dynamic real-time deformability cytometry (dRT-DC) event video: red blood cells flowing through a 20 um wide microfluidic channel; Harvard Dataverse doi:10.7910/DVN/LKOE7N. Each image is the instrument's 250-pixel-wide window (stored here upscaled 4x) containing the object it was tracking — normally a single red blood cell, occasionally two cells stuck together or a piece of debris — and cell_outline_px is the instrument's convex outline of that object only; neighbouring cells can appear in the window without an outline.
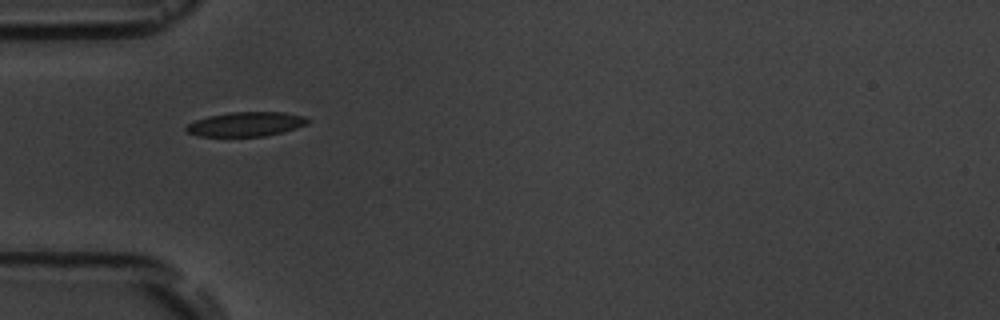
{"species": "common noctule bat (a hibernating species)", "species_latin": "Nyctalus noctula", "temperature_condition": "room temperature", "stored_images_in_passage": 2, "camera_frame_rate_fps": 3000, "um_per_image_px": 0.085, "animal": {"sex": "male", "body_mass_g": 19.5, "forearm_length_mm": 54.6}, "frame": {"image": 1, "passage_image": 1, "time_ms": 0.0, "image_size_px": [1000, 320], "cell_outline_px": [[312, 120], [308, 124], [296, 128], [264, 136], [200, 136], [188, 132], [184, 128], [188, 124], [196, 120], [208, 116], [228, 112], [284, 112], [304, 116]], "centroid_in_image_um": [20.93, 10.54], "position_along_channel_um": 64.1, "area_um2": 17.22}}
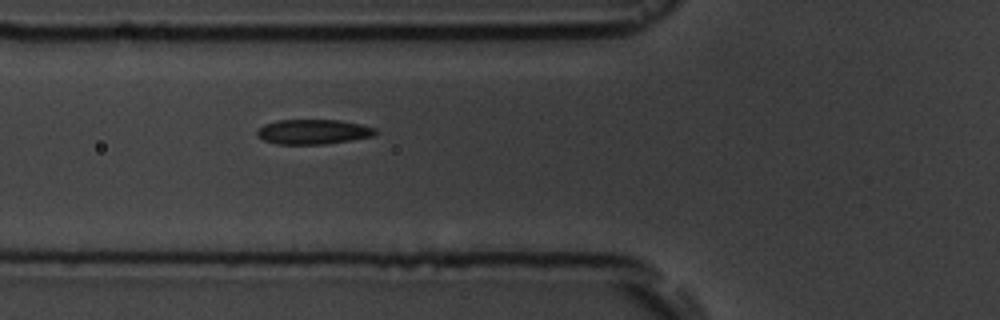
{"frame": {"image": 2, "passage_image": 2, "time_ms": 1.0, "image_size_px": [1000, 320], "cell_outline_px": [[376, 132], [372, 136], [324, 144], [276, 144], [264, 140], [256, 136], [256, 132], [264, 124], [276, 120], [340, 120], [360, 124], [376, 128]], "centroid_in_image_um": [26.57, 11.19], "position_along_channel_um": 99.2, "area_um2": 16.99}}